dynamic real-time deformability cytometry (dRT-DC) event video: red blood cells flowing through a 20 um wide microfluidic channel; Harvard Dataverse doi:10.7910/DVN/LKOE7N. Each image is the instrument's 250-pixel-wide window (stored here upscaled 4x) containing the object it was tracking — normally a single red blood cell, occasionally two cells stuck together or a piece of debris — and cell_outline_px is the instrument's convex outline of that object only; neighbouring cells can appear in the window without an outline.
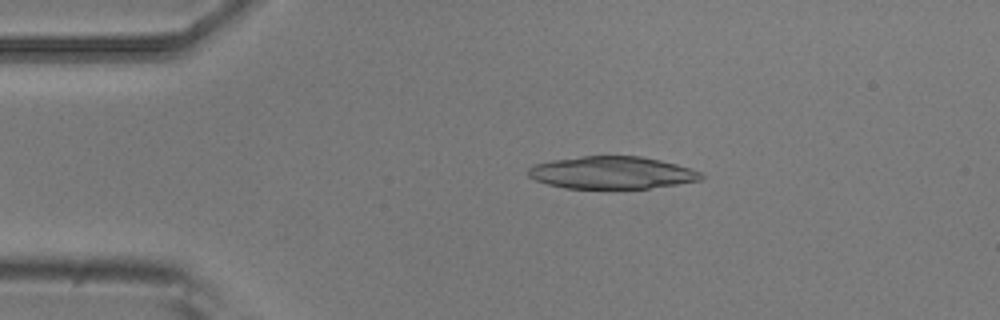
{"species": "common noctule bat (a hibernating species)", "species_latin": "Nyctalus noctula", "temperature_condition": "room temperature", "stored_images_in_passage": 52, "camera_frame_rate_fps": 3000, "um_per_image_px": 0.085, "animal": {"sex": "male", "body_mass_g": 20.5, "forearm_length_mm": 52.5}, "frame": {"image": 1, "passage_image": 10, "time_ms": 3.0, "image_size_px": [1000, 320], "cell_outline_px": [[704, 176], [700, 180], [676, 184], [648, 188], [564, 188], [548, 184], [536, 180], [528, 176], [528, 168], [536, 164], [552, 160], [584, 156], [640, 156], [660, 160], [692, 168], [700, 172]], "centroid_in_image_um": [52.01, 14.67], "position_along_channel_um": 33.0, "area_um2": 32.43}}